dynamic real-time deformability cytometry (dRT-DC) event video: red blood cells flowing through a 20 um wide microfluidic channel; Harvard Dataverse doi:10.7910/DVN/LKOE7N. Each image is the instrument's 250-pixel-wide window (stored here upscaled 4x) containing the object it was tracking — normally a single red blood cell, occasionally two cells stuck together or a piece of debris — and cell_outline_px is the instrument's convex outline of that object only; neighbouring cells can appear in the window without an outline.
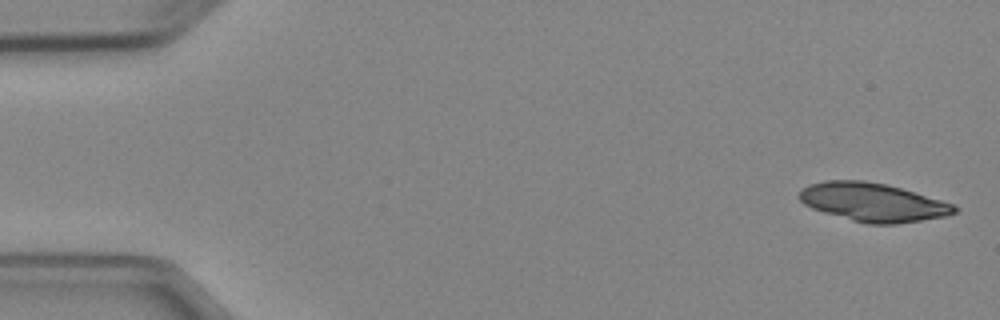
{"species": "Egyptian fruit bat (a non-hibernating species)", "species_latin": "Rousettus aegyptiacus", "temperature_condition": "cold", "stored_images_in_passage": 6, "camera_frame_rate_fps": 3000, "um_per_image_px": 0.085, "animal": {"sex": "female"}, "frame": {"image": 1, "passage_image": 1, "time_ms": 0.0, "image_size_px": [1000, 320], "cell_outline_px": [[960, 208], [956, 212], [944, 216], [896, 224], [868, 224], [852, 220], [824, 212], [812, 208], [804, 204], [800, 200], [800, 188], [808, 184], [824, 180], [864, 180], [884, 184], [900, 188], [940, 200], [952, 204]], "centroid_in_image_um": [74.15, 17.18], "position_along_channel_um": 10.8, "area_um2": 34.45}}